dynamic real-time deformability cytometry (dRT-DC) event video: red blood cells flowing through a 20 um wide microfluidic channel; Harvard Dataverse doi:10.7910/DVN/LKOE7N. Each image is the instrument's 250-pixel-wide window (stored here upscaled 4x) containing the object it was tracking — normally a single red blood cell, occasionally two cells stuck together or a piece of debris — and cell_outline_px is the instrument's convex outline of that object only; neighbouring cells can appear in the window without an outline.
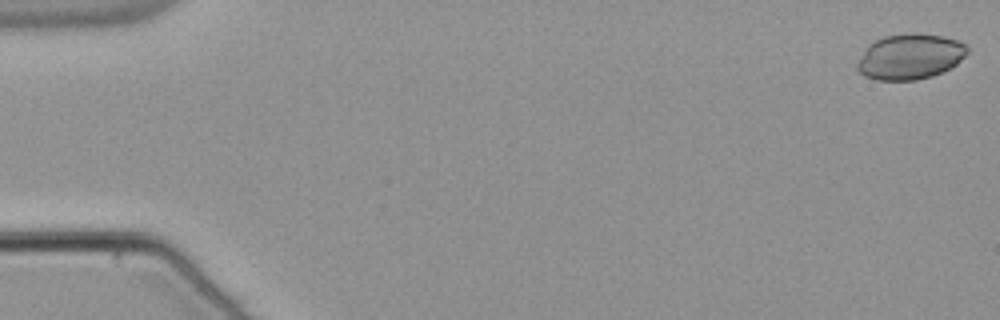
{"species": "common noctule bat (a hibernating species)", "species_latin": "Nyctalus noctula", "temperature_condition": "warm", "stored_images_in_passage": 10, "camera_frame_rate_fps": 3000, "um_per_image_px": 0.085, "animal": {"sex": "male", "body_mass_g": 21.5, "forearm_length_mm": 52.0}, "frame": {"image": 1, "passage_image": 1, "time_ms": 0.0, "image_size_px": [1000, 320], "cell_outline_px": [[968, 52], [956, 64], [932, 76], [916, 80], [876, 80], [864, 76], [856, 68], [856, 64], [868, 44], [884, 36], [912, 32], [916, 32], [944, 36], [968, 44]], "centroid_in_image_um": [77.34, 4.8], "position_along_channel_um": 7.7, "area_um2": 29.3}}